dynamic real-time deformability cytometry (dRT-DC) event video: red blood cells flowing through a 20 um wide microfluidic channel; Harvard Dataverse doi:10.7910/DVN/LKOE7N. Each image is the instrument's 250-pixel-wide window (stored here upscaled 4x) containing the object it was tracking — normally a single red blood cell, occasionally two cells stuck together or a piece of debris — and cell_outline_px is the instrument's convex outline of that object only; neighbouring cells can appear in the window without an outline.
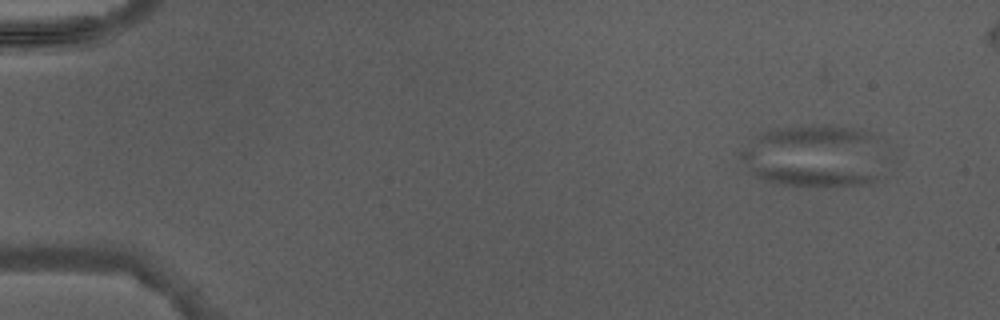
{"species": "Egyptian fruit bat (a non-hibernating species)", "species_latin": "Rousettus aegyptiacus", "temperature_condition": "warm", "stored_images_in_passage": 5, "camera_frame_rate_fps": 3000, "um_per_image_px": 0.085, "animal": {"sex": "male"}, "frame": {"image": 1, "passage_image": 1, "time_ms": 0.0, "image_size_px": [1000, 320], "cell_outline_px": [[876, 176], [872, 180], [860, 184], [780, 184], [756, 176], [748, 168], [736, 152], [748, 152]], "centroid_in_image_um": [67.9, 14.57], "position_along_channel_um": 17.1, "area_um2": 17.46}}